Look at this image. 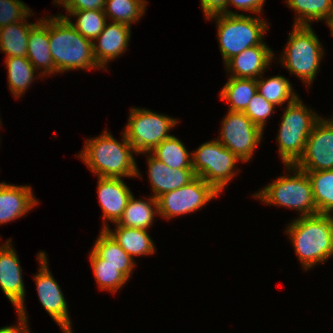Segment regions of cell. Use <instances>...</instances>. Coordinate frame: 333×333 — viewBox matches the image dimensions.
I'll return each mask as SVG.
<instances>
[{
    "label": "cell",
    "instance_id": "obj_33",
    "mask_svg": "<svg viewBox=\"0 0 333 333\" xmlns=\"http://www.w3.org/2000/svg\"><path fill=\"white\" fill-rule=\"evenodd\" d=\"M96 281L101 289H108L109 291H116L128 278L117 267L110 264H92Z\"/></svg>",
    "mask_w": 333,
    "mask_h": 333
},
{
    "label": "cell",
    "instance_id": "obj_2",
    "mask_svg": "<svg viewBox=\"0 0 333 333\" xmlns=\"http://www.w3.org/2000/svg\"><path fill=\"white\" fill-rule=\"evenodd\" d=\"M48 20L50 52L57 73L79 68H99L94 59L92 41L83 37L61 15Z\"/></svg>",
    "mask_w": 333,
    "mask_h": 333
},
{
    "label": "cell",
    "instance_id": "obj_35",
    "mask_svg": "<svg viewBox=\"0 0 333 333\" xmlns=\"http://www.w3.org/2000/svg\"><path fill=\"white\" fill-rule=\"evenodd\" d=\"M274 106V104L268 102L261 94L257 92L252 97L244 113L255 125L263 130L265 119L270 116Z\"/></svg>",
    "mask_w": 333,
    "mask_h": 333
},
{
    "label": "cell",
    "instance_id": "obj_3",
    "mask_svg": "<svg viewBox=\"0 0 333 333\" xmlns=\"http://www.w3.org/2000/svg\"><path fill=\"white\" fill-rule=\"evenodd\" d=\"M287 233L293 241L295 252L308 269L333 255V217L316 214L299 217L290 224Z\"/></svg>",
    "mask_w": 333,
    "mask_h": 333
},
{
    "label": "cell",
    "instance_id": "obj_18",
    "mask_svg": "<svg viewBox=\"0 0 333 333\" xmlns=\"http://www.w3.org/2000/svg\"><path fill=\"white\" fill-rule=\"evenodd\" d=\"M272 56L273 52L265 44H259L243 50L225 64L228 71H234L230 77L256 79L259 75L262 77L261 73L269 65Z\"/></svg>",
    "mask_w": 333,
    "mask_h": 333
},
{
    "label": "cell",
    "instance_id": "obj_30",
    "mask_svg": "<svg viewBox=\"0 0 333 333\" xmlns=\"http://www.w3.org/2000/svg\"><path fill=\"white\" fill-rule=\"evenodd\" d=\"M287 3L299 12L295 25L307 26L308 21L327 20L333 11V0H287Z\"/></svg>",
    "mask_w": 333,
    "mask_h": 333
},
{
    "label": "cell",
    "instance_id": "obj_29",
    "mask_svg": "<svg viewBox=\"0 0 333 333\" xmlns=\"http://www.w3.org/2000/svg\"><path fill=\"white\" fill-rule=\"evenodd\" d=\"M69 15L78 17L77 23H72L67 16L66 18L71 25L86 39L93 41L103 31L106 23V15L103 10H67ZM93 39V40H92Z\"/></svg>",
    "mask_w": 333,
    "mask_h": 333
},
{
    "label": "cell",
    "instance_id": "obj_20",
    "mask_svg": "<svg viewBox=\"0 0 333 333\" xmlns=\"http://www.w3.org/2000/svg\"><path fill=\"white\" fill-rule=\"evenodd\" d=\"M91 264H110L117 267L128 279L134 266L133 259L105 230L101 231L90 253Z\"/></svg>",
    "mask_w": 333,
    "mask_h": 333
},
{
    "label": "cell",
    "instance_id": "obj_4",
    "mask_svg": "<svg viewBox=\"0 0 333 333\" xmlns=\"http://www.w3.org/2000/svg\"><path fill=\"white\" fill-rule=\"evenodd\" d=\"M320 117L311 113L298 99L288 102L277 140L285 165H295L303 156L307 139Z\"/></svg>",
    "mask_w": 333,
    "mask_h": 333
},
{
    "label": "cell",
    "instance_id": "obj_15",
    "mask_svg": "<svg viewBox=\"0 0 333 333\" xmlns=\"http://www.w3.org/2000/svg\"><path fill=\"white\" fill-rule=\"evenodd\" d=\"M130 26L113 22L106 24L103 31L95 40H99L98 46L93 41V55L98 66L104 68L109 60L123 53L130 39Z\"/></svg>",
    "mask_w": 333,
    "mask_h": 333
},
{
    "label": "cell",
    "instance_id": "obj_22",
    "mask_svg": "<svg viewBox=\"0 0 333 333\" xmlns=\"http://www.w3.org/2000/svg\"><path fill=\"white\" fill-rule=\"evenodd\" d=\"M133 259V256L151 254L155 252L154 244L145 229L129 228L117 224L115 232L109 230L107 223L104 228Z\"/></svg>",
    "mask_w": 333,
    "mask_h": 333
},
{
    "label": "cell",
    "instance_id": "obj_1",
    "mask_svg": "<svg viewBox=\"0 0 333 333\" xmlns=\"http://www.w3.org/2000/svg\"><path fill=\"white\" fill-rule=\"evenodd\" d=\"M84 150L79 155L94 174L103 178H121L122 176H139L136 162L132 156L135 152L123 134V143L116 141L108 131L100 137L86 141Z\"/></svg>",
    "mask_w": 333,
    "mask_h": 333
},
{
    "label": "cell",
    "instance_id": "obj_19",
    "mask_svg": "<svg viewBox=\"0 0 333 333\" xmlns=\"http://www.w3.org/2000/svg\"><path fill=\"white\" fill-rule=\"evenodd\" d=\"M29 186L0 183V224L26 214L37 203Z\"/></svg>",
    "mask_w": 333,
    "mask_h": 333
},
{
    "label": "cell",
    "instance_id": "obj_16",
    "mask_svg": "<svg viewBox=\"0 0 333 333\" xmlns=\"http://www.w3.org/2000/svg\"><path fill=\"white\" fill-rule=\"evenodd\" d=\"M98 178V197L103 218L117 223L132 193L121 178Z\"/></svg>",
    "mask_w": 333,
    "mask_h": 333
},
{
    "label": "cell",
    "instance_id": "obj_24",
    "mask_svg": "<svg viewBox=\"0 0 333 333\" xmlns=\"http://www.w3.org/2000/svg\"><path fill=\"white\" fill-rule=\"evenodd\" d=\"M156 208L152 207V205ZM158 212L157 199L150 198V201L135 200L133 195L130 197L125 207L122 217L116 223L129 228L147 229L154 220V214Z\"/></svg>",
    "mask_w": 333,
    "mask_h": 333
},
{
    "label": "cell",
    "instance_id": "obj_25",
    "mask_svg": "<svg viewBox=\"0 0 333 333\" xmlns=\"http://www.w3.org/2000/svg\"><path fill=\"white\" fill-rule=\"evenodd\" d=\"M257 92L256 79L230 77L220 97L229 101L230 111L244 112Z\"/></svg>",
    "mask_w": 333,
    "mask_h": 333
},
{
    "label": "cell",
    "instance_id": "obj_8",
    "mask_svg": "<svg viewBox=\"0 0 333 333\" xmlns=\"http://www.w3.org/2000/svg\"><path fill=\"white\" fill-rule=\"evenodd\" d=\"M240 160L218 140L202 144L192 154V168L196 177L213 185L219 192L226 186L236 171H232Z\"/></svg>",
    "mask_w": 333,
    "mask_h": 333
},
{
    "label": "cell",
    "instance_id": "obj_21",
    "mask_svg": "<svg viewBox=\"0 0 333 333\" xmlns=\"http://www.w3.org/2000/svg\"><path fill=\"white\" fill-rule=\"evenodd\" d=\"M37 23L29 33L26 57L34 68L41 69L44 66V73L52 74L57 71L50 52L49 21L44 18Z\"/></svg>",
    "mask_w": 333,
    "mask_h": 333
},
{
    "label": "cell",
    "instance_id": "obj_10",
    "mask_svg": "<svg viewBox=\"0 0 333 333\" xmlns=\"http://www.w3.org/2000/svg\"><path fill=\"white\" fill-rule=\"evenodd\" d=\"M219 191L202 178L196 177L189 184L157 198L158 214L166 219L192 213L215 198Z\"/></svg>",
    "mask_w": 333,
    "mask_h": 333
},
{
    "label": "cell",
    "instance_id": "obj_28",
    "mask_svg": "<svg viewBox=\"0 0 333 333\" xmlns=\"http://www.w3.org/2000/svg\"><path fill=\"white\" fill-rule=\"evenodd\" d=\"M9 89L19 98L31 84L35 68L27 57H6Z\"/></svg>",
    "mask_w": 333,
    "mask_h": 333
},
{
    "label": "cell",
    "instance_id": "obj_23",
    "mask_svg": "<svg viewBox=\"0 0 333 333\" xmlns=\"http://www.w3.org/2000/svg\"><path fill=\"white\" fill-rule=\"evenodd\" d=\"M36 24L19 21L0 28V49L7 57H26L29 33Z\"/></svg>",
    "mask_w": 333,
    "mask_h": 333
},
{
    "label": "cell",
    "instance_id": "obj_37",
    "mask_svg": "<svg viewBox=\"0 0 333 333\" xmlns=\"http://www.w3.org/2000/svg\"><path fill=\"white\" fill-rule=\"evenodd\" d=\"M228 0H201V8L205 17H212L219 14H237L226 9Z\"/></svg>",
    "mask_w": 333,
    "mask_h": 333
},
{
    "label": "cell",
    "instance_id": "obj_36",
    "mask_svg": "<svg viewBox=\"0 0 333 333\" xmlns=\"http://www.w3.org/2000/svg\"><path fill=\"white\" fill-rule=\"evenodd\" d=\"M55 3L66 10H103L105 6V0H56Z\"/></svg>",
    "mask_w": 333,
    "mask_h": 333
},
{
    "label": "cell",
    "instance_id": "obj_9",
    "mask_svg": "<svg viewBox=\"0 0 333 333\" xmlns=\"http://www.w3.org/2000/svg\"><path fill=\"white\" fill-rule=\"evenodd\" d=\"M177 121L145 109L132 108L124 131L135 153L152 151L172 135L167 134Z\"/></svg>",
    "mask_w": 333,
    "mask_h": 333
},
{
    "label": "cell",
    "instance_id": "obj_6",
    "mask_svg": "<svg viewBox=\"0 0 333 333\" xmlns=\"http://www.w3.org/2000/svg\"><path fill=\"white\" fill-rule=\"evenodd\" d=\"M287 168L296 169L297 172L290 177L278 178L260 193L255 194V197L262 199L264 203L294 208L302 212V217L318 214L307 173L294 165H287Z\"/></svg>",
    "mask_w": 333,
    "mask_h": 333
},
{
    "label": "cell",
    "instance_id": "obj_38",
    "mask_svg": "<svg viewBox=\"0 0 333 333\" xmlns=\"http://www.w3.org/2000/svg\"><path fill=\"white\" fill-rule=\"evenodd\" d=\"M265 0H228V4L236 6L240 10L259 13Z\"/></svg>",
    "mask_w": 333,
    "mask_h": 333
},
{
    "label": "cell",
    "instance_id": "obj_31",
    "mask_svg": "<svg viewBox=\"0 0 333 333\" xmlns=\"http://www.w3.org/2000/svg\"><path fill=\"white\" fill-rule=\"evenodd\" d=\"M143 0H105L104 13L113 22L129 25L137 21L145 11ZM107 5V6H106Z\"/></svg>",
    "mask_w": 333,
    "mask_h": 333
},
{
    "label": "cell",
    "instance_id": "obj_11",
    "mask_svg": "<svg viewBox=\"0 0 333 333\" xmlns=\"http://www.w3.org/2000/svg\"><path fill=\"white\" fill-rule=\"evenodd\" d=\"M223 146L241 161H248L262 138V129L255 125L244 112L230 111L222 123Z\"/></svg>",
    "mask_w": 333,
    "mask_h": 333
},
{
    "label": "cell",
    "instance_id": "obj_27",
    "mask_svg": "<svg viewBox=\"0 0 333 333\" xmlns=\"http://www.w3.org/2000/svg\"><path fill=\"white\" fill-rule=\"evenodd\" d=\"M154 157L172 169H193L192 160L181 141L175 136L166 138L152 151Z\"/></svg>",
    "mask_w": 333,
    "mask_h": 333
},
{
    "label": "cell",
    "instance_id": "obj_39",
    "mask_svg": "<svg viewBox=\"0 0 333 333\" xmlns=\"http://www.w3.org/2000/svg\"><path fill=\"white\" fill-rule=\"evenodd\" d=\"M19 319L20 325L3 327L0 329V333H30L26 321L21 316H19Z\"/></svg>",
    "mask_w": 333,
    "mask_h": 333
},
{
    "label": "cell",
    "instance_id": "obj_26",
    "mask_svg": "<svg viewBox=\"0 0 333 333\" xmlns=\"http://www.w3.org/2000/svg\"><path fill=\"white\" fill-rule=\"evenodd\" d=\"M306 173L318 214L330 215L333 211V169Z\"/></svg>",
    "mask_w": 333,
    "mask_h": 333
},
{
    "label": "cell",
    "instance_id": "obj_12",
    "mask_svg": "<svg viewBox=\"0 0 333 333\" xmlns=\"http://www.w3.org/2000/svg\"><path fill=\"white\" fill-rule=\"evenodd\" d=\"M304 172L333 169V124L319 119L309 135L303 156L294 165Z\"/></svg>",
    "mask_w": 333,
    "mask_h": 333
},
{
    "label": "cell",
    "instance_id": "obj_34",
    "mask_svg": "<svg viewBox=\"0 0 333 333\" xmlns=\"http://www.w3.org/2000/svg\"><path fill=\"white\" fill-rule=\"evenodd\" d=\"M29 10L19 0H0V28L23 21L30 14Z\"/></svg>",
    "mask_w": 333,
    "mask_h": 333
},
{
    "label": "cell",
    "instance_id": "obj_14",
    "mask_svg": "<svg viewBox=\"0 0 333 333\" xmlns=\"http://www.w3.org/2000/svg\"><path fill=\"white\" fill-rule=\"evenodd\" d=\"M9 240L3 246H0V287L16 307L18 316H21L26 322L27 317L24 308L25 289L22 280V273L19 259L9 245Z\"/></svg>",
    "mask_w": 333,
    "mask_h": 333
},
{
    "label": "cell",
    "instance_id": "obj_13",
    "mask_svg": "<svg viewBox=\"0 0 333 333\" xmlns=\"http://www.w3.org/2000/svg\"><path fill=\"white\" fill-rule=\"evenodd\" d=\"M46 258L44 252L38 255L41 267L39 273L35 276V280L40 302L65 333H72L67 303L59 285L48 270Z\"/></svg>",
    "mask_w": 333,
    "mask_h": 333
},
{
    "label": "cell",
    "instance_id": "obj_7",
    "mask_svg": "<svg viewBox=\"0 0 333 333\" xmlns=\"http://www.w3.org/2000/svg\"><path fill=\"white\" fill-rule=\"evenodd\" d=\"M321 44L310 25H294L282 63L303 82H312L322 58ZM284 61V62H283Z\"/></svg>",
    "mask_w": 333,
    "mask_h": 333
},
{
    "label": "cell",
    "instance_id": "obj_17",
    "mask_svg": "<svg viewBox=\"0 0 333 333\" xmlns=\"http://www.w3.org/2000/svg\"><path fill=\"white\" fill-rule=\"evenodd\" d=\"M148 162L149 179L155 193L153 197L156 199L167 192L189 184L196 178L193 169H172L154 156H150Z\"/></svg>",
    "mask_w": 333,
    "mask_h": 333
},
{
    "label": "cell",
    "instance_id": "obj_32",
    "mask_svg": "<svg viewBox=\"0 0 333 333\" xmlns=\"http://www.w3.org/2000/svg\"><path fill=\"white\" fill-rule=\"evenodd\" d=\"M256 83L258 93L274 105L283 104L288 99L294 101L298 97L292 91L290 82L282 76H274L265 81L263 77L262 80L257 78Z\"/></svg>",
    "mask_w": 333,
    "mask_h": 333
},
{
    "label": "cell",
    "instance_id": "obj_5",
    "mask_svg": "<svg viewBox=\"0 0 333 333\" xmlns=\"http://www.w3.org/2000/svg\"><path fill=\"white\" fill-rule=\"evenodd\" d=\"M211 18L218 19L220 51L225 63L247 48L264 44L261 40L267 24L259 18L243 14H219Z\"/></svg>",
    "mask_w": 333,
    "mask_h": 333
},
{
    "label": "cell",
    "instance_id": "obj_40",
    "mask_svg": "<svg viewBox=\"0 0 333 333\" xmlns=\"http://www.w3.org/2000/svg\"><path fill=\"white\" fill-rule=\"evenodd\" d=\"M327 24L331 28V30H332L331 35L333 36V11H332L331 15L329 16V18L327 19Z\"/></svg>",
    "mask_w": 333,
    "mask_h": 333
}]
</instances>
